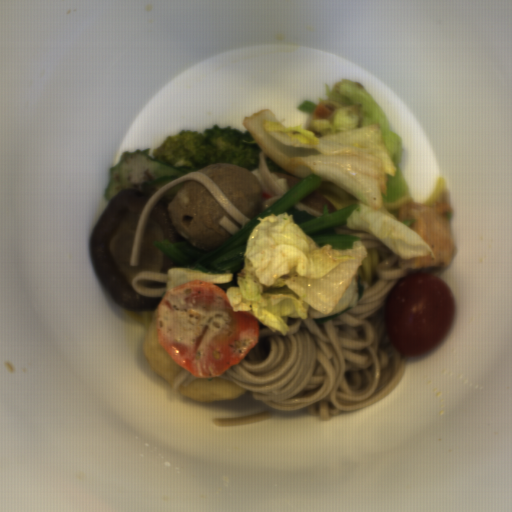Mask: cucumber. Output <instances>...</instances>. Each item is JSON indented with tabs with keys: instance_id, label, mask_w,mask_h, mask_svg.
Here are the masks:
<instances>
[{
	"instance_id": "8b760119",
	"label": "cucumber",
	"mask_w": 512,
	"mask_h": 512,
	"mask_svg": "<svg viewBox=\"0 0 512 512\" xmlns=\"http://www.w3.org/2000/svg\"><path fill=\"white\" fill-rule=\"evenodd\" d=\"M187 173L157 161L151 157L149 148L135 151L122 149L117 162L109 168L103 197L110 202L123 189H135L149 197Z\"/></svg>"
}]
</instances>
